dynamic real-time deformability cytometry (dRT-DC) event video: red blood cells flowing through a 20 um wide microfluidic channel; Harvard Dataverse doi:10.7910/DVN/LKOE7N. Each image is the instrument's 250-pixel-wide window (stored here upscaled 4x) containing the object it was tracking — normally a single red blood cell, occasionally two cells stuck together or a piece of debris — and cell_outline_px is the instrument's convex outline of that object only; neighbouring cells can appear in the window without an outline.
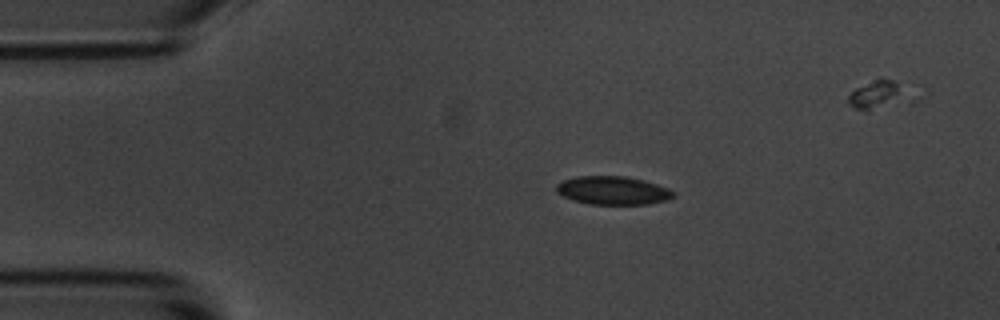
{"species": "common noctule bat (a hibernating species)", "species_latin": "Nyctalus noctula", "temperature_condition": "room temperature", "stored_images_in_passage": 46, "camera_frame_rate_fps": 3000, "um_per_image_px": 0.085, "animal": {"sex": "male", "body_mass_g": 20.1, "forearm_length_mm": 53.5}, "frame": {"image": 1, "passage_image": 1, "time_ms": 0.0, "image_size_px": [1000, 320], "cell_outline_px": [[676, 196], [668, 200], [648, 204], [592, 204], [572, 200], [556, 192], [556, 184], [564, 180], [576, 176], [624, 176], [644, 180], [668, 188], [676, 192]], "centroid_in_image_um": [52.12, 16.19], "position_along_channel_um": 32.9, "area_um2": 19.42}}
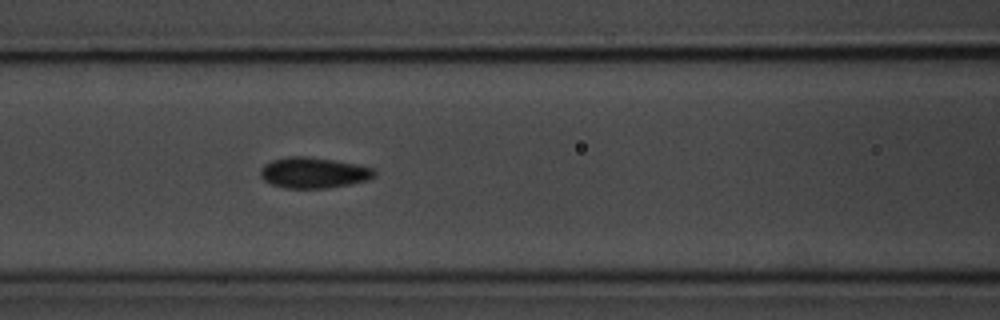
{"frame": {"image": 2, "passage_image": 13, "time_ms": 4.0, "image_size_px": [1000, 320], "cell_outline_px": [[376, 176], [368, 180], [328, 188], [284, 188], [272, 184], [264, 180], [260, 176], [260, 168], [264, 164], [272, 160], [288, 156], [308, 156], [336, 160], [356, 164], [372, 168], [376, 172]], "centroid_in_image_um": [26.64, 14.67], "position_along_channel_um": 140.0, "area_um2": 20.58}}
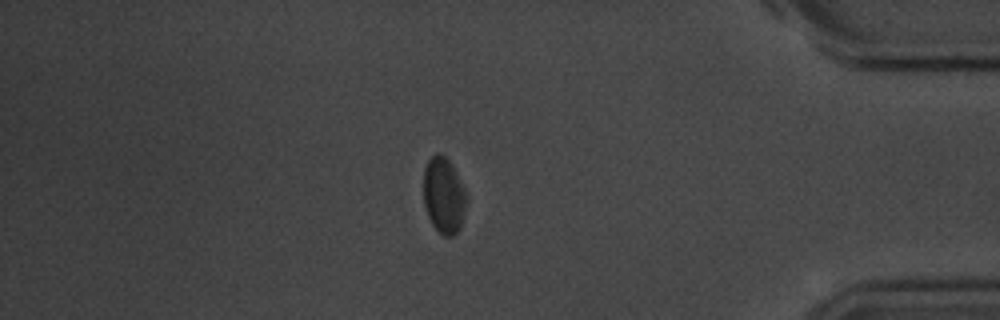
{"frame": {"image": 3, "passage_image": 37, "time_ms": 12.0, "image_size_px": [1000, 320], "cell_outline_px": [[468, 200], [460, 228], [452, 236], [444, 236], [432, 224], [424, 208], [424, 168], [428, 160], [436, 152], [440, 152], [448, 160], [464, 188], [468, 196]], "centroid_in_image_um": [37.72, 16.62], "position_along_channel_um": 397.5, "area_um2": 19.02}, "authors_computed_cell_mechanics": {"area_um2": 19.5364, "velocity_mm_per_s": 3.6527, "shape_relaxation_time_tau1_ms": 1.9965, "shape_relaxation_time_tau2_ms": 4.1635, "deformation_change_tau1": 0.0631, "deformation_change_tau2": 0.0765}}